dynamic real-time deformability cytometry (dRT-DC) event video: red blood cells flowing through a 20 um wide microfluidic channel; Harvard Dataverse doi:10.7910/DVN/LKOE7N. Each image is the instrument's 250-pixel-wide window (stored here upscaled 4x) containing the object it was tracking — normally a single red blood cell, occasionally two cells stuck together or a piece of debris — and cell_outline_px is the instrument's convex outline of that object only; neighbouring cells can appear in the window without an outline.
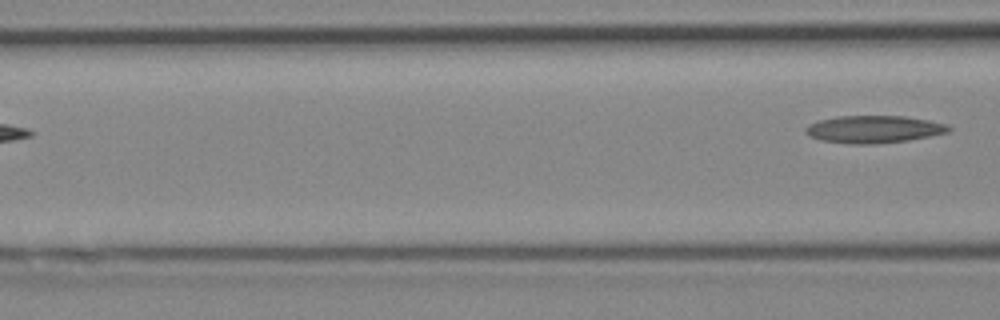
{"species": "Egyptian fruit bat (a non-hibernating species)", "species_latin": "Rousettus aegyptiacus", "temperature_condition": "cold", "stored_images_in_passage": 5, "camera_frame_rate_fps": 3000, "um_per_image_px": 0.085, "animal": {"sex": "female"}, "frame": {"image": 1, "passage_image": 5, "time_ms": 1.333, "image_size_px": [1000, 320], "cell_outline_px": [[952, 128], [948, 132], [908, 140], [876, 144], [852, 144], [820, 140], [804, 132], [804, 128], [808, 124], [820, 120], [836, 116], [904, 116], [928, 120], [948, 124]], "centroid_in_image_um": [74.26, 10.98], "position_along_channel_um": 92.3, "area_um2": 22.83}}